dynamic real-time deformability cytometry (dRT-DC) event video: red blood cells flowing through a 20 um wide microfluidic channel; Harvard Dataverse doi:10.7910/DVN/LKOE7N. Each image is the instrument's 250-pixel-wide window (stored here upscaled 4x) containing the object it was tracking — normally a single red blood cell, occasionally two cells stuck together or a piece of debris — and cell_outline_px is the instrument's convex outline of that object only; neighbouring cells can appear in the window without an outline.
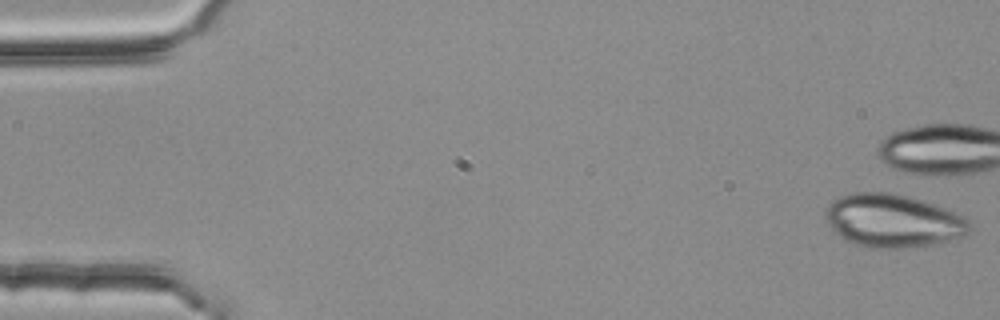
{"species": "common noctule bat (a hibernating species)", "species_latin": "Nyctalus noctula", "temperature_condition": "room temperature", "stored_images_in_passage": 5, "camera_frame_rate_fps": 3000, "um_per_image_px": 0.085, "animal": {"sex": "female", "body_mass_g": 25.1}, "frame": {"image": 1, "passage_image": 1, "time_ms": 0.0, "image_size_px": [1000, 320], "cell_outline_px": [[972, 228], [964, 236], [932, 244], [904, 248], [864, 248], [844, 240], [832, 228], [824, 216], [824, 212], [828, 204], [832, 200], [840, 196], [852, 192], [896, 192], [936, 204], [964, 216], [968, 220]], "centroid_in_image_um": [75.88, 18.75], "position_along_channel_um": 9.1, "area_um2": 45.08}}